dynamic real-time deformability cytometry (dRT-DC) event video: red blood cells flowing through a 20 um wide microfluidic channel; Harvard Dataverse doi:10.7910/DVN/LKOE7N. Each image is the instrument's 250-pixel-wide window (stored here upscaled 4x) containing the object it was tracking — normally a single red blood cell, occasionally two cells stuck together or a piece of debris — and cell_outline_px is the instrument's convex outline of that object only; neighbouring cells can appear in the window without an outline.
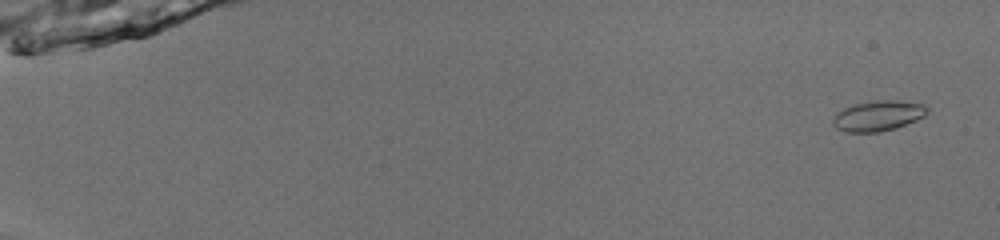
{"species": "common noctule bat (a hibernating species)", "species_latin": "Nyctalus noctula", "temperature_condition": "room temperature", "stored_images_in_passage": 53, "camera_frame_rate_fps": 3000, "um_per_image_px": 0.085, "animal": {"sex": "male", "body_mass_g": 13.0, "forearm_length_mm": 53.1}, "frame": {"image": 1, "passage_image": 3, "time_ms": 0.667, "image_size_px": [1000, 240], "cell_outline_px": [[928, 112], [924, 116], [916, 120], [896, 128], [880, 132], [844, 132], [836, 128], [832, 124], [832, 116], [836, 112], [844, 108], [856, 104], [876, 100], [896, 100], [924, 104], [928, 108]], "centroid_in_image_um": [74.61, 9.85], "position_along_channel_um": 10.4, "area_um2": 16.82}}
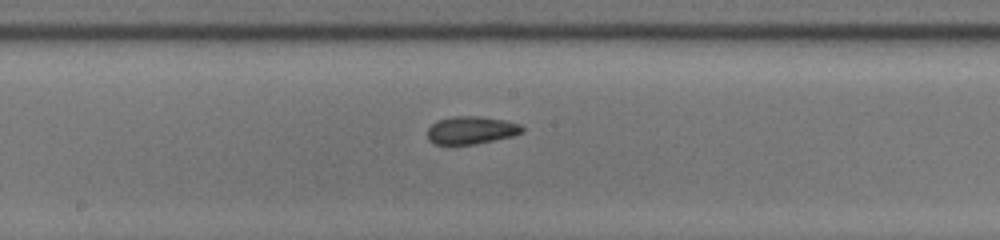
{"frame": {"image": 2, "passage_image": 31, "time_ms": 10.0, "image_size_px": [1000, 240], "cell_outline_px": [[524, 132], [512, 136], [476, 144], [436, 144], [428, 140], [428, 128], [432, 124], [440, 120], [452, 116], [480, 116], [504, 120], [520, 124], [524, 128]], "centroid_in_image_um": [40.07, 11.06], "position_along_channel_um": 208.1, "area_um2": 15.26}}
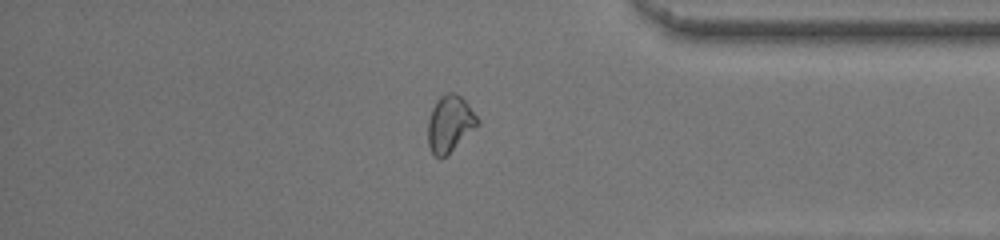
{"frame": {"image": 3, "passage_image": 46, "time_ms": 15.0, "image_size_px": [1000, 240], "cell_outline_px": [[480, 124], [440, 160], [432, 156], [428, 144], [428, 120], [432, 108], [436, 100], [440, 96], [448, 92], [456, 92], [468, 104], [480, 120]], "centroid_in_image_um": [38.22, 10.52], "position_along_channel_um": 397.0, "area_um2": 16.42}, "authors_computed_cell_mechanics": {"area_um2": 15.7794, "velocity_mm_per_s": 4.0148, "shape_relaxation_time_tau1_ms": 5.0145, "shape_relaxation_time_tau2_ms": 2.9944, "deformation_change_tau1": 0.119, "deformation_change_tau2": 0.0515}}